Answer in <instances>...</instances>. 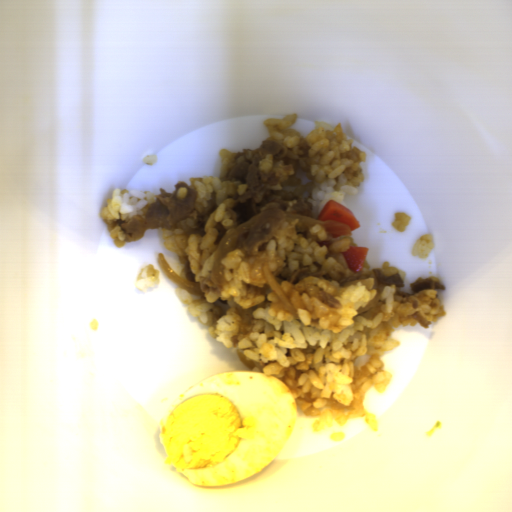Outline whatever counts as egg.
Returning a JSON list of instances; mask_svg holds the SVG:
<instances>
[{
  "instance_id": "1",
  "label": "egg",
  "mask_w": 512,
  "mask_h": 512,
  "mask_svg": "<svg viewBox=\"0 0 512 512\" xmlns=\"http://www.w3.org/2000/svg\"><path fill=\"white\" fill-rule=\"evenodd\" d=\"M297 415L281 379L254 370L221 373L184 391L163 416L164 463L197 486L235 484L277 458Z\"/></svg>"
}]
</instances>
